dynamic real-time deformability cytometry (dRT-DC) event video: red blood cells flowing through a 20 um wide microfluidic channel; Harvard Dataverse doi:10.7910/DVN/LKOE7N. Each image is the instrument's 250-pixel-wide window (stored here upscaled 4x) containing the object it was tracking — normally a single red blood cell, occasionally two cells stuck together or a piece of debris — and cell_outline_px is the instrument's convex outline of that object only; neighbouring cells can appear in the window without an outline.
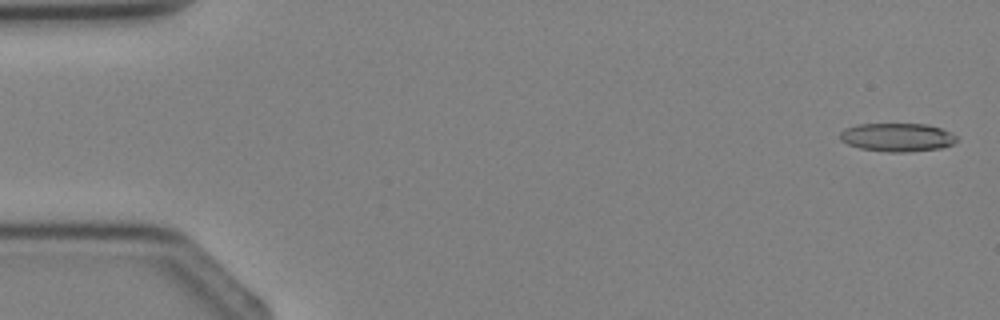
{"species": "Egyptian fruit bat (a non-hibernating species)", "species_latin": "Rousettus aegyptiacus", "temperature_condition": "cold", "stored_images_in_passage": 4, "segment_of_instrument_passage": [2, 2], "camera_frame_rate_fps": 3000, "um_per_image_px": 0.085, "animal": {"sex": "female"}, "frame": {"image": 1, "passage_image": 4, "time_ms": 3.667, "image_size_px": [1000, 320], "cell_outline_px": [[956, 140], [952, 144], [940, 148], [904, 152], [888, 152], [860, 148], [848, 144], [840, 140], [840, 132], [844, 128], [856, 124], [928, 124], [940, 128], [956, 136]], "centroid_in_image_um": [76.21, 11.66], "position_along_channel_um": 8.8, "area_um2": 19.19}}